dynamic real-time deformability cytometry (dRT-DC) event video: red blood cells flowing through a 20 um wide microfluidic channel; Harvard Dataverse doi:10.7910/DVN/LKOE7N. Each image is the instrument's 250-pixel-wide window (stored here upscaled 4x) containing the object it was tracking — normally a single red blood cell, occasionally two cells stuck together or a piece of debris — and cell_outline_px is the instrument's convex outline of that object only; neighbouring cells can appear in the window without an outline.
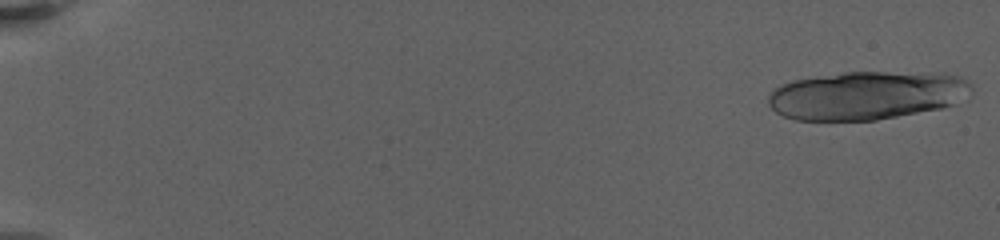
{"species": "human", "species_latin": "Homo sapiens", "temperature_condition": "warm", "stored_images_in_passage": 18, "camera_frame_rate_fps": 3000, "um_per_image_px": 0.085, "donor": {"sex": "female"}, "frame": {"image": 1, "passage_image": 1, "time_ms": 0.0, "image_size_px": [1000, 240], "cell_outline_px": [[972, 88], [952, 104], [940, 108], [876, 120], [796, 120], [784, 116], [776, 112], [768, 104], [768, 96], [776, 88], [784, 84], [796, 80], [844, 72], [884, 72], [956, 76], [964, 80]], "centroid_in_image_um": [73.55, 8.13], "position_along_channel_um": 11.5, "area_um2": 55.78}}
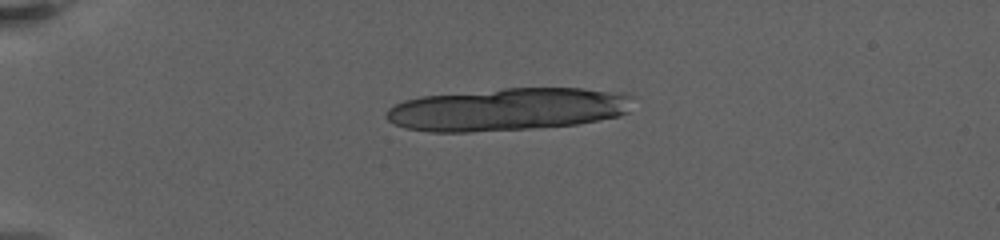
{"frame": {"image": 2, "passage_image": 11, "time_ms": 5.0, "image_size_px": [1000, 240], "cell_outline_px": [[636, 96], [628, 112], [620, 116], [576, 124], [528, 128], [468, 132], [432, 132], [404, 128], [388, 120], [384, 116], [384, 112], [388, 108], [404, 100], [424, 96], [504, 88], [580, 88]], "centroid_in_image_um": [43.12, 9.29], "position_along_channel_um": 41.9, "area_um2": 61.09}}
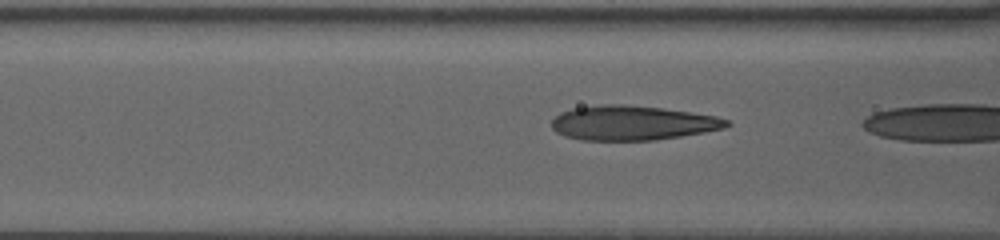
{"frame": {"image": 3, "passage_image": 17, "time_ms": 8.333, "image_size_px": [1000, 240], "cell_outline_px": [[732, 124], [724, 128], [704, 132], [656, 140], [580, 140], [564, 136], [556, 132], [552, 128], [552, 120], [560, 112], [572, 108], [600, 104], [624, 104], [660, 108], [692, 112], [716, 116], [728, 120]], "centroid_in_image_um": [53.73, 10.44], "position_along_channel_um": 112.9, "area_um2": 35.32}}